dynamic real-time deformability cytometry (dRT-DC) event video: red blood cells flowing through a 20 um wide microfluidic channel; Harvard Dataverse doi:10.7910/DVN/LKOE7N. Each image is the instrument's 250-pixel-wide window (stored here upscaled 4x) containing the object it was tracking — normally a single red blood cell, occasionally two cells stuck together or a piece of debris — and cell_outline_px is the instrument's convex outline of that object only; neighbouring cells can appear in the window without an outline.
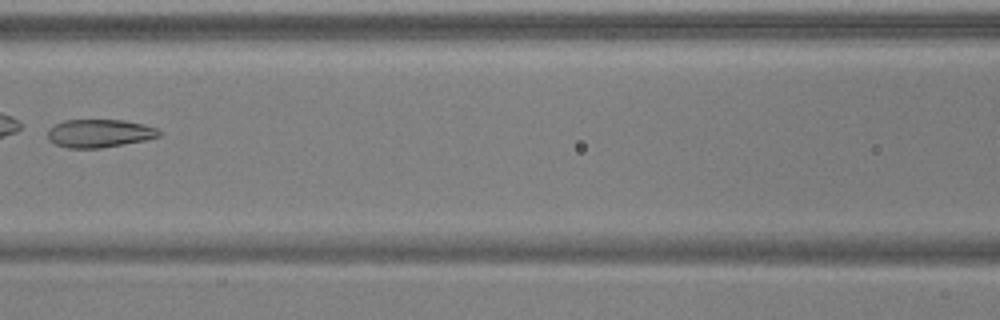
{"species": "common noctule bat (a hibernating species)", "species_latin": "Nyctalus noctula", "temperature_condition": "warm", "stored_images_in_passage": 8, "camera_frame_rate_fps": 3000, "um_per_image_px": 0.085, "animal": {"sex": "male", "body_mass_g": 17.9, "forearm_length_mm": 54.2}, "frame": {"image": 1, "passage_image": 8, "time_ms": 2.333, "image_size_px": [1000, 320], "cell_outline_px": [[160, 136], [144, 140], [100, 148], [68, 148], [56, 144], [48, 140], [48, 128], [64, 120], [124, 120], [144, 124], [156, 128], [160, 132]], "centroid_in_image_um": [8.42, 11.33], "position_along_channel_um": 158.2, "area_um2": 18.15}}